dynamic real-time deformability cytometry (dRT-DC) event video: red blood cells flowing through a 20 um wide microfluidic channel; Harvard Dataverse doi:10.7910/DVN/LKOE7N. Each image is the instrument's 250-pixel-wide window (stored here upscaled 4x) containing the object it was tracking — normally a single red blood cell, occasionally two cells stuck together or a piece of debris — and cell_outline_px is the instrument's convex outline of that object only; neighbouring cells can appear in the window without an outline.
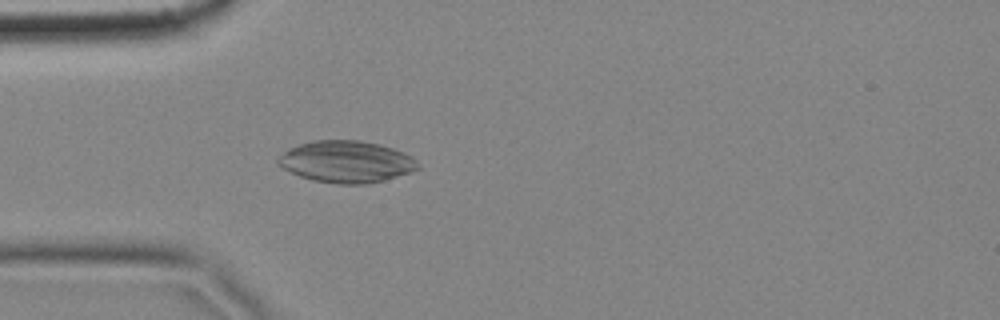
{"species": "common noctule bat (a hibernating species)", "species_latin": "Nyctalus noctula", "temperature_condition": "cold", "stored_images_in_passage": 4, "camera_frame_rate_fps": 3000, "um_per_image_px": 0.085, "animal": {"sex": "female", "body_mass_g": 18.4}, "frame": {"image": 1, "passage_image": 4, "time_ms": 1.0, "image_size_px": [1000, 320], "cell_outline_px": [[420, 168], [412, 172], [384, 180], [364, 184], [336, 184], [312, 180], [300, 176], [276, 164], [276, 160], [288, 148], [300, 144], [316, 140], [360, 140], [380, 144], [404, 152], [412, 156], [420, 164]], "centroid_in_image_um": [29.47, 13.74], "position_along_channel_um": 55.5, "area_um2": 34.16}}